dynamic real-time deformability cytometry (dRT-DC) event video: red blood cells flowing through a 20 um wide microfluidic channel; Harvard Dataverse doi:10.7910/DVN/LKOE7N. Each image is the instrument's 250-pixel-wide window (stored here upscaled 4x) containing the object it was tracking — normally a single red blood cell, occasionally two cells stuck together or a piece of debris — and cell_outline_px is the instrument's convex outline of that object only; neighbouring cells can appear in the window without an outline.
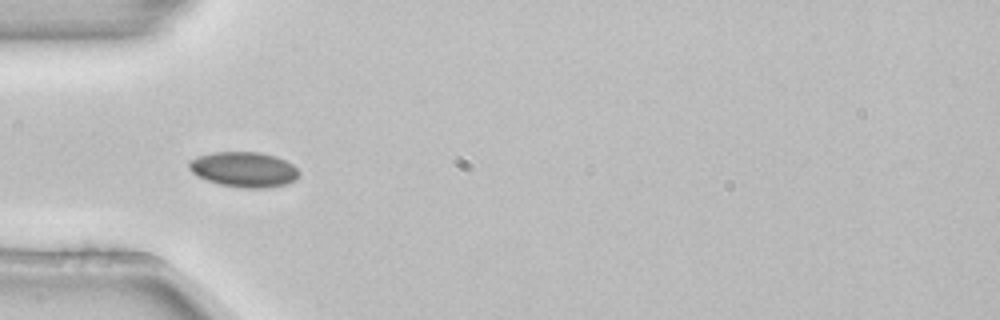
{"species": "common noctule bat (a hibernating species)", "species_latin": "Nyctalus noctula", "temperature_condition": "room temperature", "stored_images_in_passage": 7, "camera_frame_rate_fps": 3000, "um_per_image_px": 0.085, "animal": {"sex": "female", "body_mass_g": 22.7, "forearm_length_mm": 54.2}, "frame": {"image": 1, "passage_image": 5, "time_ms": 1.333, "image_size_px": [1000, 320], "cell_outline_px": [[300, 176], [296, 180], [288, 184], [268, 188], [244, 188], [220, 184], [208, 180], [192, 172], [188, 168], [188, 160], [196, 156], [212, 152], [260, 152], [276, 156], [292, 164], [300, 172]], "centroid_in_image_um": [20.75, 14.4], "position_along_channel_um": 64.2, "area_um2": 22.77}}